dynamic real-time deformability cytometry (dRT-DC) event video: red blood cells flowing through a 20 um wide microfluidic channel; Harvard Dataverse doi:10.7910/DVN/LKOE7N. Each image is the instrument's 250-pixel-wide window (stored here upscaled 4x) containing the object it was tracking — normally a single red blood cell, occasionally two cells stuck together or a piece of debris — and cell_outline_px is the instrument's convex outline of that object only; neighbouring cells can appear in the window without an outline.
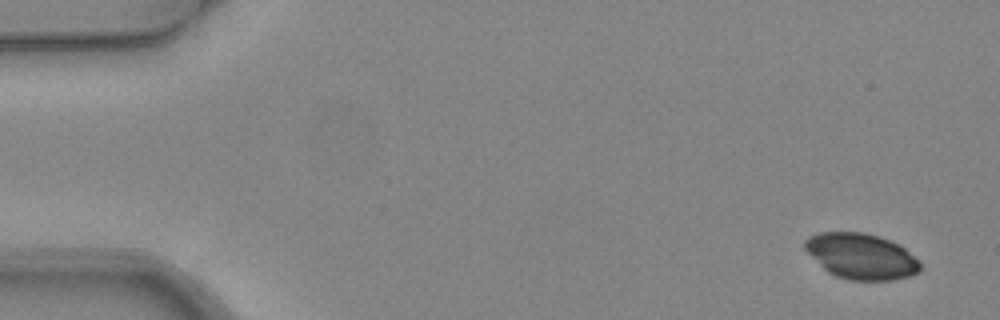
{"species": "common noctule bat (a hibernating species)", "species_latin": "Nyctalus noctula", "temperature_condition": "warm", "stored_images_in_passage": 4, "camera_frame_rate_fps": 3000, "um_per_image_px": 0.085, "animal": {"sex": "female", "body_mass_g": 24.6, "forearm_length_mm": 56.2}, "frame": {"image": 1, "passage_image": 1, "time_ms": 0.0, "image_size_px": [1000, 320], "cell_outline_px": [[920, 268], [916, 272], [908, 276], [888, 280], [848, 280], [836, 276], [828, 272], [804, 248], [804, 240], [808, 236], [820, 232], [864, 232], [880, 236], [900, 244], [920, 260]], "centroid_in_image_um": [73.2, 21.76], "position_along_channel_um": 11.8, "area_um2": 30.69}}